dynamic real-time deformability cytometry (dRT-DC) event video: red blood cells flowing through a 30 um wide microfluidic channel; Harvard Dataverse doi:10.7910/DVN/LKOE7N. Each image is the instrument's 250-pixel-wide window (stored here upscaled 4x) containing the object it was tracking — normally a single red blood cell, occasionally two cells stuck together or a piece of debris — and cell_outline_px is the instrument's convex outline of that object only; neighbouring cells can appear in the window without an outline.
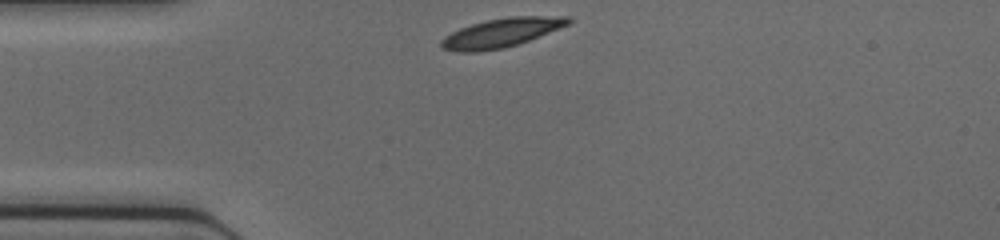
{"species": "common noctule bat (a hibernating species)", "species_latin": "Nyctalus noctula", "temperature_condition": "cold", "stored_images_in_passage": 28, "camera_frame_rate_fps": 3000, "um_per_image_px": 0.085, "animal": {"sex": "female", "body_mass_g": 17.0, "forearm_length_mm": 48.0}, "frame": {"image": 1, "passage_image": 1, "time_ms": 0.0, "image_size_px": [1000, 240], "cell_outline_px": [[572, 20], [568, 24], [560, 28], [528, 40], [504, 48], [476, 52], [460, 52], [440, 48], [440, 40], [444, 36], [460, 28], [472, 24], [488, 20], [508, 16], [568, 16]], "centroid_in_image_um": [42.58, 2.78], "position_along_channel_um": 42.4, "area_um2": 21.33}}
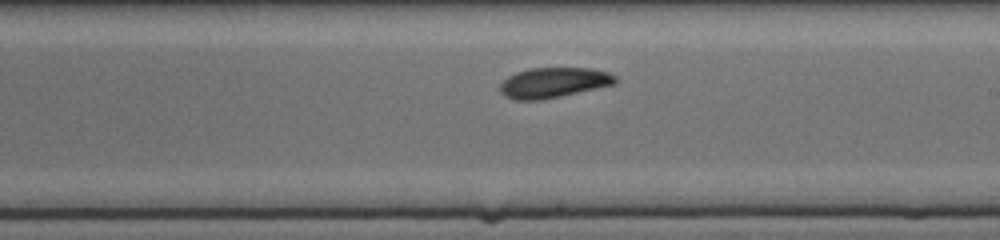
{"frame": {"image": 2, "passage_image": 16, "time_ms": 5.0, "image_size_px": [1000, 240], "cell_outline_px": [[616, 84], [560, 96], [540, 100], [516, 100], [504, 96], [500, 92], [500, 84], [508, 76], [516, 72], [532, 68], [592, 68], [608, 72], [616, 76]], "centroid_in_image_um": [47.05, 7.02], "position_along_channel_um": 242.0, "area_um2": 20.29}}
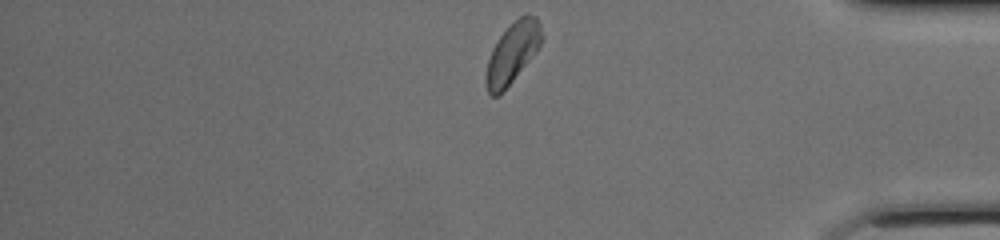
{"frame": {"image": 3, "passage_image": 28, "time_ms": 9.0, "image_size_px": [1000, 240], "cell_outline_px": [[544, 36], [536, 52], [500, 96], [492, 96], [488, 92], [484, 80], [488, 60], [492, 48], [500, 36], [524, 12], [536, 16], [540, 24]], "centroid_in_image_um": [43.56, 4.5], "position_along_channel_um": 391.6, "area_um2": 19.71}}